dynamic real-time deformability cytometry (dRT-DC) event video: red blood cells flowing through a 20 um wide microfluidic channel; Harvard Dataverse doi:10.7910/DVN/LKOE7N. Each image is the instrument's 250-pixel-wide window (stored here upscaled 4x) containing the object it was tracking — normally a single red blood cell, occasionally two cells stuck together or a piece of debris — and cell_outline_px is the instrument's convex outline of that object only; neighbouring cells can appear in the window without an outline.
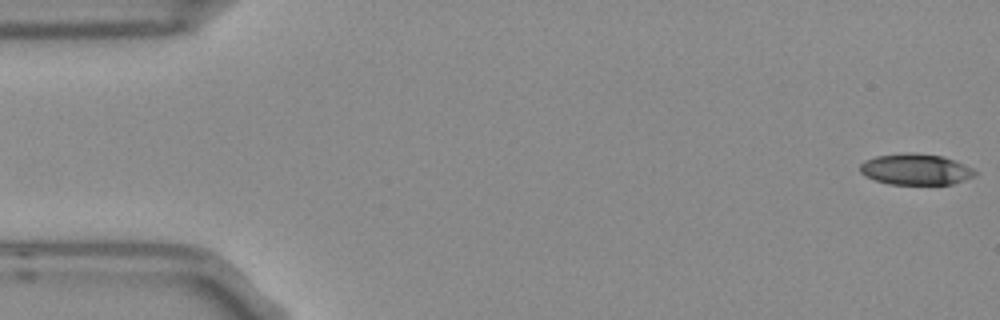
{"species": "Egyptian fruit bat (a non-hibernating species)", "species_latin": "Rousettus aegyptiacus", "temperature_condition": "room temperature", "stored_images_in_passage": 5, "camera_frame_rate_fps": 3000, "um_per_image_px": 0.085, "frame": {"image": 1, "passage_image": 5, "time_ms": 1.333, "image_size_px": [1000, 320], "cell_outline_px": [[980, 172], [976, 176], [952, 184], [888, 184], [876, 180], [860, 172], [860, 164], [864, 160], [876, 156], [940, 156], [952, 160], [972, 168]], "centroid_in_image_um": [77.87, 14.46], "position_along_channel_um": 7.1, "area_um2": 19.71}}